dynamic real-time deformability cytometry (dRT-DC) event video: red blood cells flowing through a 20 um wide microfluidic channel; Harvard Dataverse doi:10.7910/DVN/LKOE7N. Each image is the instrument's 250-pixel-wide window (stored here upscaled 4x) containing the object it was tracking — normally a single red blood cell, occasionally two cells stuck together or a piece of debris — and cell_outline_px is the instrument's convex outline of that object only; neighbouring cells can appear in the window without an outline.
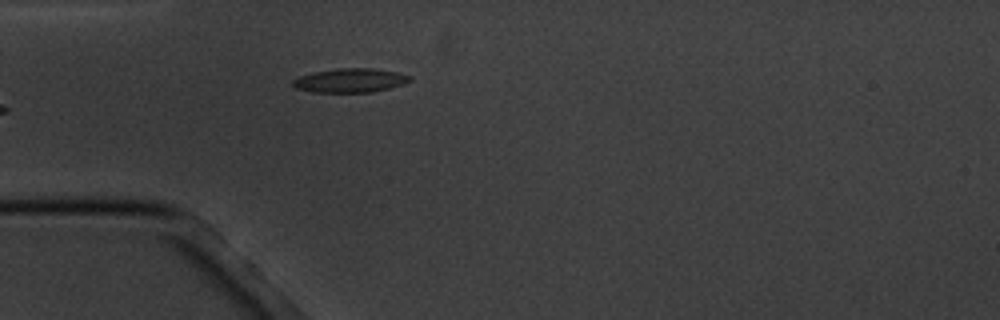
{"species": "common noctule bat (a hibernating species)", "species_latin": "Nyctalus noctula", "temperature_condition": "cold", "stored_images_in_passage": 6, "camera_frame_rate_fps": 3000, "um_per_image_px": 0.085, "animal": {"sex": "male", "body_mass_g": 20.1, "forearm_length_mm": 53.5}, "frame": {"image": 1, "passage_image": 6, "time_ms": 6.0, "image_size_px": [1000, 320], "cell_outline_px": [[412, 80], [388, 88], [372, 92], [312, 92], [296, 88], [292, 84], [292, 80], [300, 76], [316, 72], [340, 68], [372, 68], [396, 72], [412, 76]], "centroid_in_image_um": [29.76, 6.83], "position_along_channel_um": 55.2, "area_um2": 16.13}}